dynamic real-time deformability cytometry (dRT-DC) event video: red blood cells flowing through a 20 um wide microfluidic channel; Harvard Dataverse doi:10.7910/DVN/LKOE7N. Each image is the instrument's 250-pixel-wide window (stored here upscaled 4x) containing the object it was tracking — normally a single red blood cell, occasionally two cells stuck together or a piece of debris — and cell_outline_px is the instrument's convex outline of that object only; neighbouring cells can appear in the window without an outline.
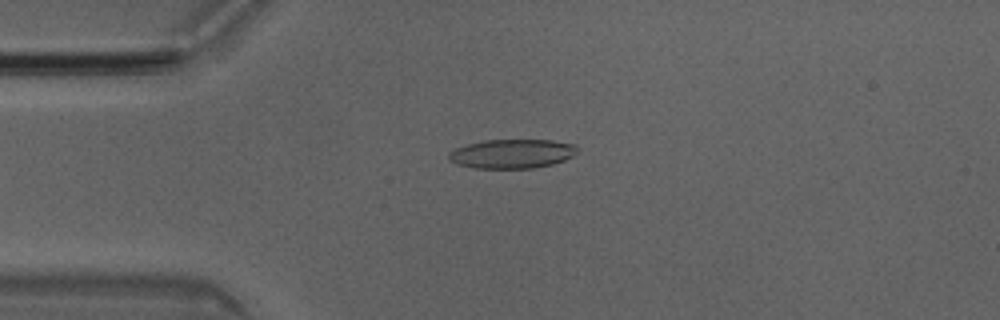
{"species": "Egyptian fruit bat (a non-hibernating species)", "species_latin": "Rousettus aegyptiacus", "temperature_condition": "room temperature", "stored_images_in_passage": 50, "camera_frame_rate_fps": 3000, "um_per_image_px": 0.085, "animal": {"sex": "male"}, "frame": {"image": 1, "passage_image": 12, "time_ms": 3.667, "image_size_px": [1000, 320], "cell_outline_px": [[576, 152], [572, 156], [564, 160], [552, 164], [532, 168], [476, 168], [456, 164], [448, 160], [448, 152], [456, 148], [468, 144], [484, 140], [552, 140], [576, 144]], "centroid_in_image_um": [43.5, 13.06], "position_along_channel_um": 41.5, "area_um2": 21.79}}
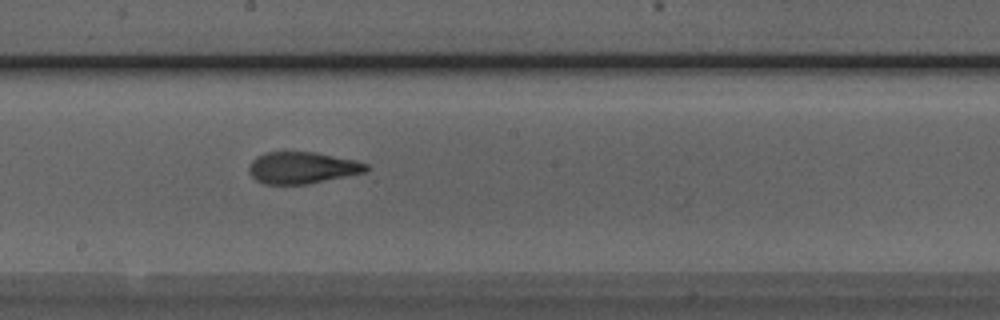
{"frame": {"image": 2, "passage_image": 27, "time_ms": 8.667, "image_size_px": [1000, 320], "cell_outline_px": [[368, 168], [364, 172], [308, 184], [264, 184], [256, 180], [248, 172], [248, 168], [252, 160], [256, 156], [264, 152], [316, 152], [356, 160], [368, 164]], "centroid_in_image_um": [25.65, 14.25], "position_along_channel_um": 222.5, "area_um2": 21.68}}
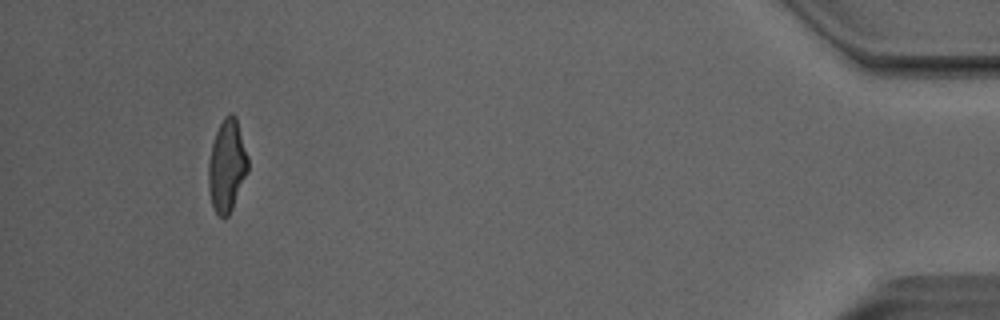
{"frame": {"image": 3, "passage_image": 47, "time_ms": 15.333, "image_size_px": [1000, 320], "cell_outline_px": [[248, 172], [232, 208], [228, 216], [224, 220], [212, 208], [208, 188], [208, 164], [212, 144], [216, 132], [224, 116], [228, 112], [232, 112], [236, 116], [248, 156]], "centroid_in_image_um": [19.29, 14.09], "position_along_channel_um": 415.9, "area_um2": 21.44}, "authors_computed_cell_mechanics": {"area_um2": 21.7906, "velocity_mm_per_s": 4.0414, "shape_relaxation_time_tau1_ms": 5.7518, "shape_relaxation_time_tau2_ms": 1.3338, "deformation_change_tau1": 0.2013, "deformation_change_tau2": 0.0924}}